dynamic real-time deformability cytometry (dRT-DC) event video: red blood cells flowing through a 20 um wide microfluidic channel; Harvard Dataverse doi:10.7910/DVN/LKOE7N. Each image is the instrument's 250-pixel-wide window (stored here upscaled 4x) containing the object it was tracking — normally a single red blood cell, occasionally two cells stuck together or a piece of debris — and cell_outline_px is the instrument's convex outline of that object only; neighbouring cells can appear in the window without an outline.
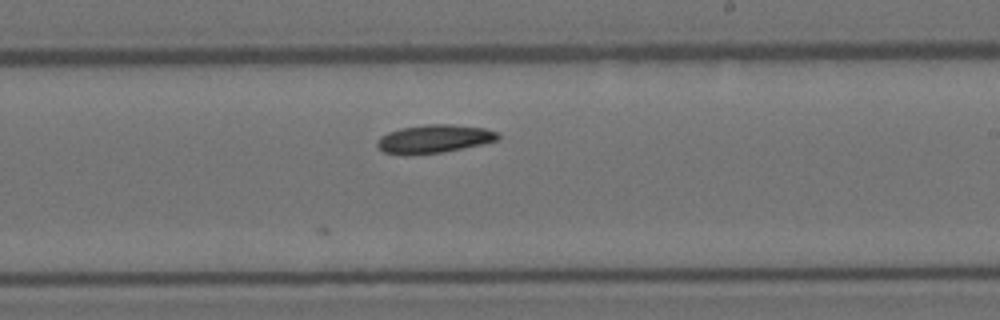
{"species": "Egyptian fruit bat (a non-hibernating species)", "species_latin": "Rousettus aegyptiacus", "temperature_condition": "room temperature", "stored_images_in_passage": 8, "segment_of_instrument_passage": [1, 2], "camera_frame_rate_fps": 3000, "um_per_image_px": 0.085, "animal": {"sex": "female"}, "frame": {"image": 1, "passage_image": 7, "time_ms": 7.667, "image_size_px": [1000, 320], "cell_outline_px": [[500, 136], [496, 140], [480, 144], [440, 152], [384, 152], [376, 144], [376, 140], [380, 136], [388, 132], [400, 128], [424, 124], [452, 124], [484, 128], [496, 132]], "centroid_in_image_um": [36.9, 11.74], "position_along_channel_um": 252.1, "area_um2": 19.02}}